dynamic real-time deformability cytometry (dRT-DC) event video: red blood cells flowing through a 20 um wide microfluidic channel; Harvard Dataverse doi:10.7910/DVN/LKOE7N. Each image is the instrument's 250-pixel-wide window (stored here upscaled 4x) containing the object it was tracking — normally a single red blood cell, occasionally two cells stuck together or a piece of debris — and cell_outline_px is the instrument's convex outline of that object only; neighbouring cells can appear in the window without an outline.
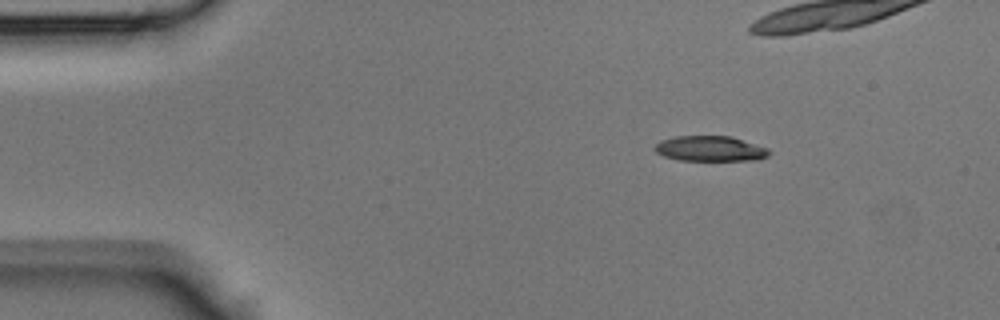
{"species": "Egyptian fruit bat (a non-hibernating species)", "species_latin": "Rousettus aegyptiacus", "temperature_condition": "room temperature", "stored_images_in_passage": 40, "camera_frame_rate_fps": 3000, "um_per_image_px": 0.085, "animal": {"sex": "male"}, "frame": {"image": 1, "passage_image": 1, "time_ms": 0.0, "image_size_px": [1000, 320], "cell_outline_px": [[772, 152], [768, 156], [760, 160], [676, 160], [664, 156], [656, 152], [652, 148], [660, 140], [672, 136], [732, 136], [768, 148]], "centroid_in_image_um": [60.36, 12.63], "position_along_channel_um": 24.6, "area_um2": 17.11}}
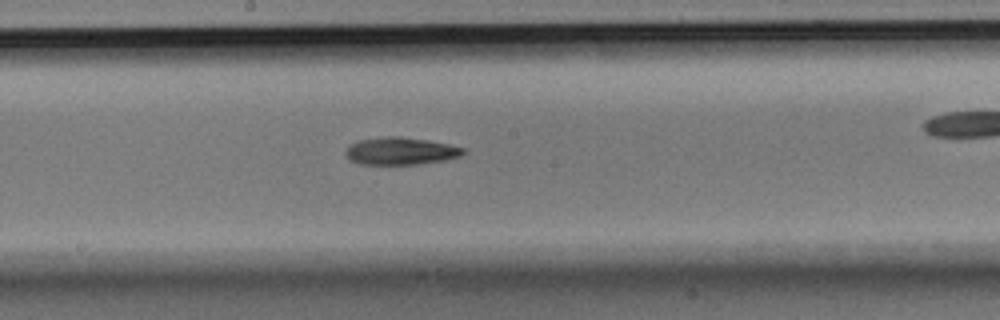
{"frame": {"image": 2, "passage_image": 18, "time_ms": 5.667, "image_size_px": [1000, 320], "cell_outline_px": [[464, 152], [460, 156], [444, 160], [416, 164], [360, 164], [352, 160], [344, 152], [356, 140], [388, 136], [400, 136], [428, 140], [448, 144], [464, 148]], "centroid_in_image_um": [34.05, 12.83], "position_along_channel_um": 214.1, "area_um2": 18.55}}
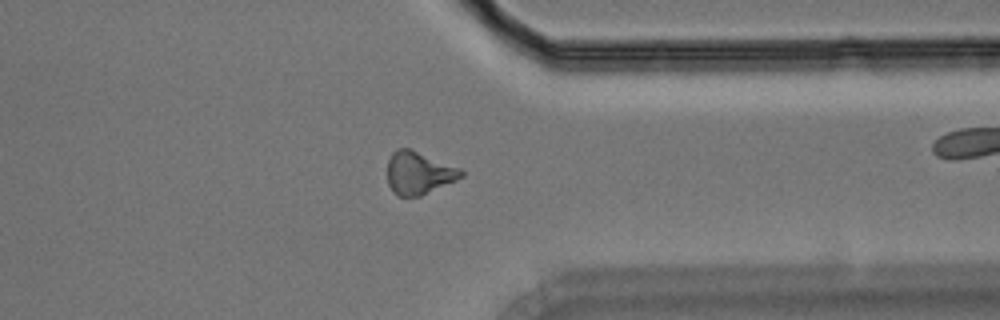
{"frame": {"image": 3, "passage_image": 29, "time_ms": 9.333, "image_size_px": [1000, 320], "cell_outline_px": [[464, 176], [456, 180], [420, 196], [400, 196], [392, 192], [388, 184], [388, 160], [392, 152], [396, 148], [412, 148], [460, 168], [464, 172]], "centroid_in_image_um": [35.58, 14.68], "position_along_channel_um": 375.8, "area_um2": 18.5}}